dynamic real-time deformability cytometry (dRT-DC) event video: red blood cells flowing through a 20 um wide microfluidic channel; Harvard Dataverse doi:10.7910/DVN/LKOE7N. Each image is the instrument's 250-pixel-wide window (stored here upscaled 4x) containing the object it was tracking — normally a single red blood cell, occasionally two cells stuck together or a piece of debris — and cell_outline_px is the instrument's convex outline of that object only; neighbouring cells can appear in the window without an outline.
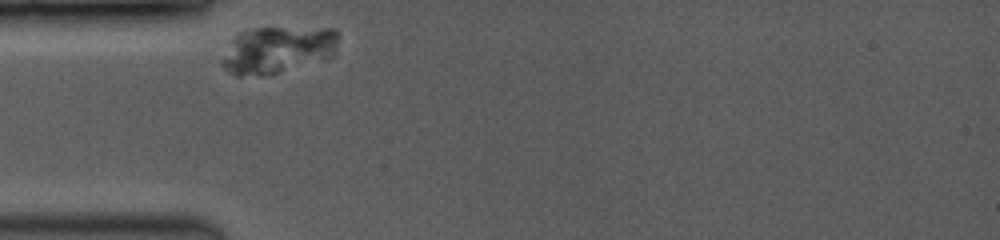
{"species": "common noctule bat (a hibernating species)", "species_latin": "Nyctalus noctula", "temperature_condition": "room temperature", "stored_images_in_passage": 2, "camera_frame_rate_fps": 3500, "um_per_image_px": 0.085, "animal": {"sex": "female", "body_mass_g": 19.0, "forearm_length_mm": 53.3}, "frame": {"image": 1, "passage_image": 1, "time_ms": 0.0, "image_size_px": [1000, 240], "cell_outline_px": [[340, 36], [336, 48], [332, 56], [276, 72], [240, 76], [236, 76], [228, 72], [220, 64], [220, 60], [232, 40], [240, 32], [256, 28], [332, 28]], "centroid_in_image_um": [23.58, 4.2], "position_along_channel_um": 61.4, "area_um2": 31.15}}